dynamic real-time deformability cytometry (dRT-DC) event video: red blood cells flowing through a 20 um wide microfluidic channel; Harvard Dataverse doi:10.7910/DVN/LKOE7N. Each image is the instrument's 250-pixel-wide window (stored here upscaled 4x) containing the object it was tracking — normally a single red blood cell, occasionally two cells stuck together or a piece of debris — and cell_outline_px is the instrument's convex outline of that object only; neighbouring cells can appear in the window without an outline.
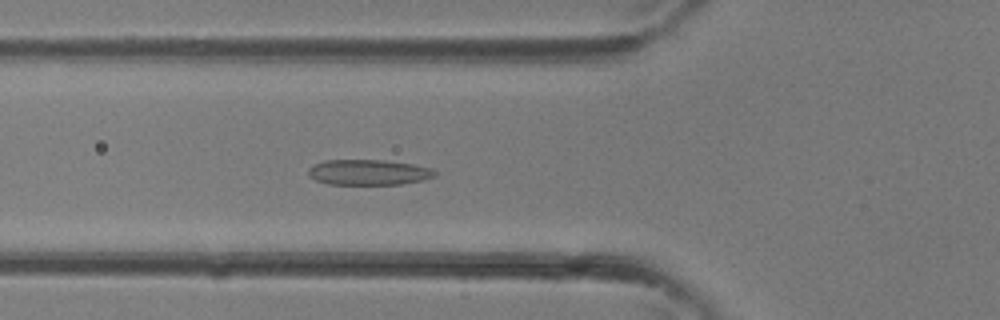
{"species": "common noctule bat (a hibernating species)", "species_latin": "Nyctalus noctula", "temperature_condition": "room temperature", "stored_images_in_passage": 29, "camera_frame_rate_fps": 3000, "um_per_image_px": 0.085, "animal": {"sex": "female"}, "frame": {"image": 1, "passage_image": 6, "time_ms": 1.667, "image_size_px": [1000, 320], "cell_outline_px": [[436, 176], [424, 180], [400, 184], [328, 184], [316, 180], [308, 176], [308, 168], [312, 164], [324, 160], [384, 160], [412, 164], [432, 168], [436, 172]], "centroid_in_image_um": [31.31, 14.64], "position_along_channel_um": 94.5, "area_um2": 18.9}}
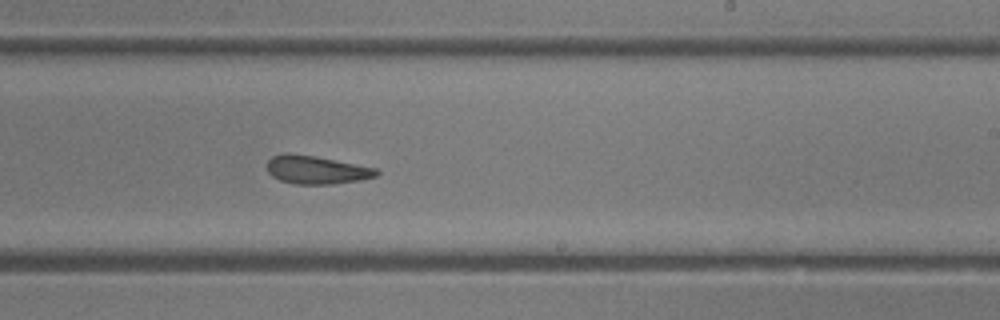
{"frame": {"image": 2, "passage_image": 15, "time_ms": 4.667, "image_size_px": [1000, 320], "cell_outline_px": [[380, 172], [376, 176], [360, 180], [332, 184], [292, 184], [280, 180], [272, 176], [268, 172], [268, 160], [272, 156], [288, 152], [316, 156], [376, 168]], "centroid_in_image_um": [26.88, 14.43], "position_along_channel_um": 262.1, "area_um2": 18.03}}
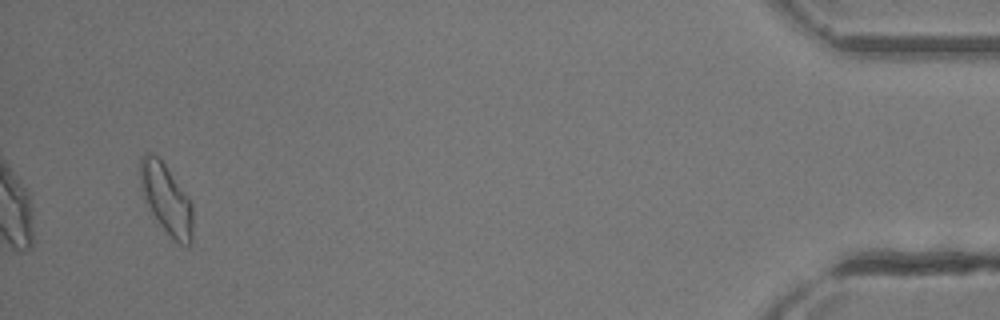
{"frame": {"image": 3, "passage_image": 28, "time_ms": 9.0, "image_size_px": [1000, 320], "cell_outline_px": [[192, 244], [188, 248], [180, 244], [160, 224], [144, 200], [140, 188], [140, 156], [144, 152], [148, 152], [156, 156], [164, 164], [188, 196], [192, 204]], "centroid_in_image_um": [14.13, 16.9], "position_along_channel_um": 421.1, "area_um2": 21.27}}